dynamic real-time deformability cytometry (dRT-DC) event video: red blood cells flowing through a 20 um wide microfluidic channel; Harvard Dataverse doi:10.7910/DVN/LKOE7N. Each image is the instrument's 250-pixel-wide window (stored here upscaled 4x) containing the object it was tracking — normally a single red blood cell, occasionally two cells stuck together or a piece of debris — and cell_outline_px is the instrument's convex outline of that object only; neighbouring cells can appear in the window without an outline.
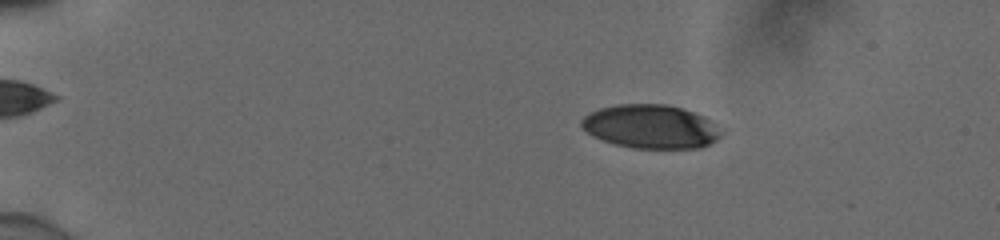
{"species": "human", "species_latin": "Homo sapiens", "temperature_condition": "cold", "stored_images_in_passage": 47, "camera_frame_rate_fps": 3000, "um_per_image_px": 0.085, "donor": {"sex": "male"}, "frame": {"image": 1, "passage_image": 10, "time_ms": 3.0, "image_size_px": [1000, 240], "cell_outline_px": [[724, 132], [716, 140], [700, 148], [632, 148], [616, 144], [592, 136], [580, 124], [580, 120], [588, 112], [600, 108], [616, 104], [668, 104], [704, 116]], "centroid_in_image_um": [55.3, 10.75], "position_along_channel_um": 29.7, "area_um2": 35.55}}
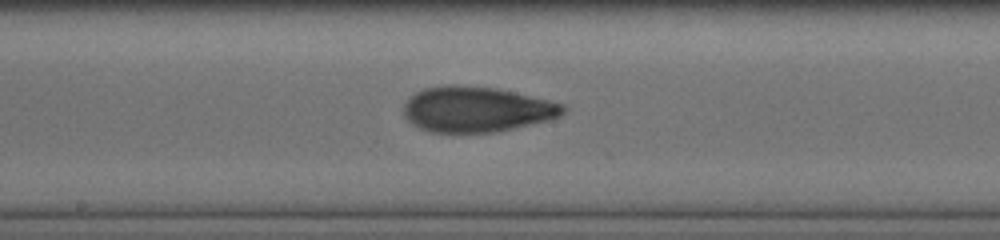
{"frame": {"image": 2, "passage_image": 31, "time_ms": 10.0, "image_size_px": [1000, 240], "cell_outline_px": [[564, 112], [560, 116], [548, 120], [496, 132], [432, 132], [420, 128], [412, 124], [404, 116], [404, 104], [408, 96], [424, 88], [448, 84], [456, 84], [496, 88], [548, 100], [564, 104]], "centroid_in_image_um": [40.46, 9.28], "position_along_channel_um": 207.7, "area_um2": 42.14}}
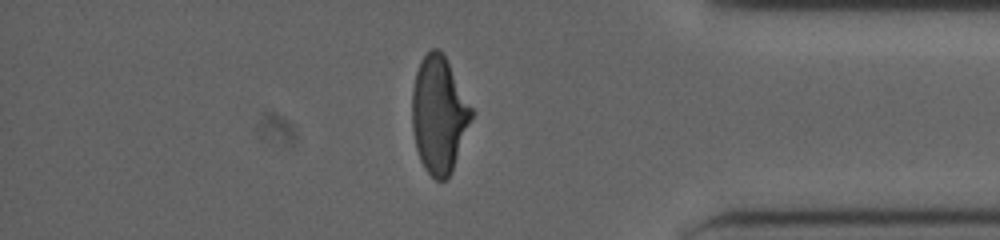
{"frame": {"image": 3, "passage_image": 47, "time_ms": 15.333, "image_size_px": [1000, 240], "cell_outline_px": [[476, 112], [452, 168], [448, 176], [444, 180], [436, 180], [424, 168], [420, 160], [416, 148], [412, 128], [412, 88], [416, 72], [420, 60], [432, 48], [440, 48]], "centroid_in_image_um": [37.32, 9.72], "position_along_channel_um": 397.9, "area_um2": 40.58}, "authors_computed_cell_mechanics": {"area_um2": 40.5756, "velocity_mm_per_s": 3.9138, "shape_relaxation_time_tau1_ms": 4.4464, "shape_relaxation_time_tau2_ms": 1.4787, "deformation_change_tau1": 0.1929, "deformation_change_tau2": 0.0771}}